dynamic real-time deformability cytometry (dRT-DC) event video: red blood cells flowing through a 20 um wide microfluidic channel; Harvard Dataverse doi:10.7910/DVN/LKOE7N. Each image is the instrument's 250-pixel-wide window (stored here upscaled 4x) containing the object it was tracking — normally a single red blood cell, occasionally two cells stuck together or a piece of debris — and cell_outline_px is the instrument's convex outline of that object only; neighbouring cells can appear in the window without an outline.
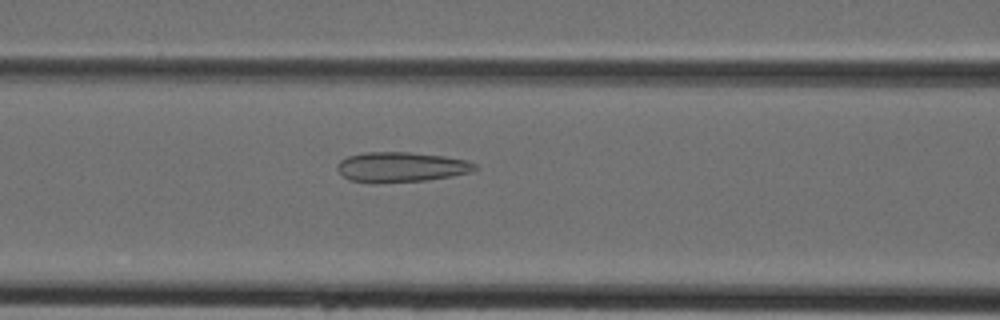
{"species": "Egyptian fruit bat (a non-hibernating species)", "species_latin": "Rousettus aegyptiacus", "temperature_condition": "cold", "stored_images_in_passage": 21, "camera_frame_rate_fps": 3000, "um_per_image_px": 0.085, "animal": {"sex": "female"}, "frame": {"image": 1, "passage_image": 12, "time_ms": 3.667, "image_size_px": [1000, 320], "cell_outline_px": [[480, 168], [472, 172], [452, 176], [428, 180], [376, 184], [372, 184], [348, 180], [336, 168], [336, 164], [340, 160], [348, 156], [364, 152], [408, 152], [444, 156], [468, 160], [476, 164]], "centroid_in_image_um": [34.1, 14.21], "position_along_channel_um": 132.5, "area_um2": 24.62}}
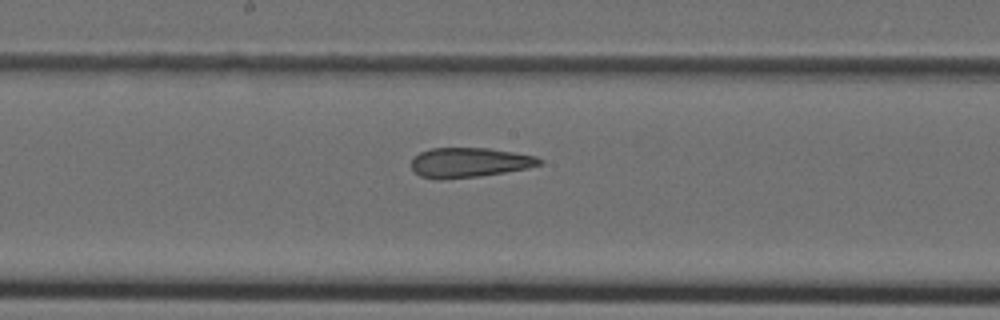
{"frame": {"image": 2, "passage_image": 17, "time_ms": 5.333, "image_size_px": [1000, 320], "cell_outline_px": [[544, 164], [528, 168], [480, 176], [440, 180], [436, 180], [420, 176], [412, 168], [412, 156], [420, 152], [432, 148], [488, 148], [536, 156], [544, 160]], "centroid_in_image_um": [39.9, 13.82], "position_along_channel_um": 208.3, "area_um2": 22.37}}
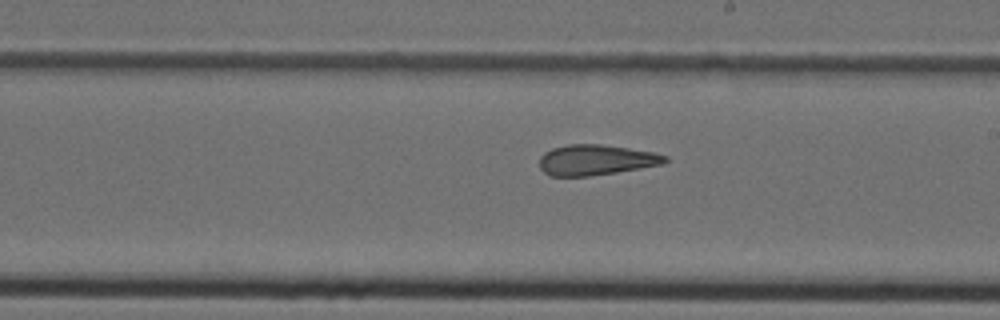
{"frame": {"image": 3, "passage_image": 19, "time_ms": 6.0, "image_size_px": [1000, 320], "cell_outline_px": [[668, 160], [664, 164], [616, 172], [588, 176], [548, 176], [540, 168], [540, 156], [544, 152], [552, 148], [568, 144], [600, 144], [628, 148], [652, 152], [668, 156]], "centroid_in_image_um": [50.64, 13.59], "position_along_channel_um": 238.4, "area_um2": 22.31}}